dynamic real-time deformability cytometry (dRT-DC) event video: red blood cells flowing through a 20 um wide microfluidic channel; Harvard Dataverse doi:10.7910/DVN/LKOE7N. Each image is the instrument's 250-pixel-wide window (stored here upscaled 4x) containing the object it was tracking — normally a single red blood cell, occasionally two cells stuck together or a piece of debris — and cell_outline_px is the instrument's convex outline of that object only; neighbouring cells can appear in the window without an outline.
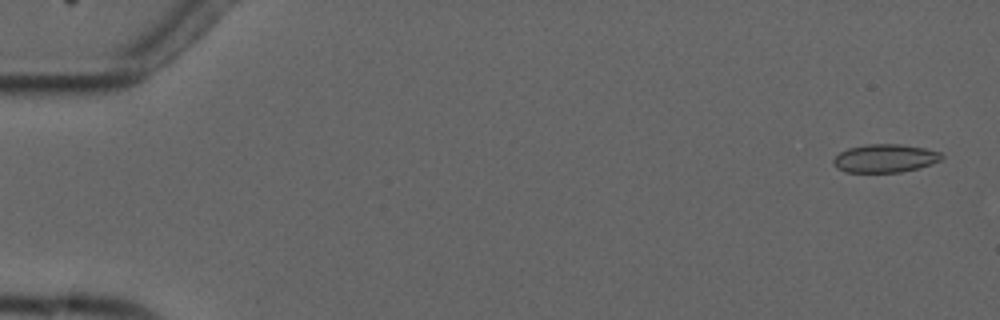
{"species": "common noctule bat (a hibernating species)", "species_latin": "Nyctalus noctula", "temperature_condition": "cold", "stored_images_in_passage": 4, "camera_frame_rate_fps": 3000, "um_per_image_px": 0.085, "animal": {"sex": "male", "forearm_length_mm": 52.5}, "frame": {"image": 1, "passage_image": 1, "time_ms": 0.0, "image_size_px": [1000, 320], "cell_outline_px": [[944, 156], [940, 160], [932, 164], [900, 172], [844, 172], [836, 168], [832, 160], [840, 152], [848, 148], [864, 144], [900, 144], [924, 148], [940, 152]], "centroid_in_image_um": [75.2, 13.45], "position_along_channel_um": 9.8, "area_um2": 17.8}}
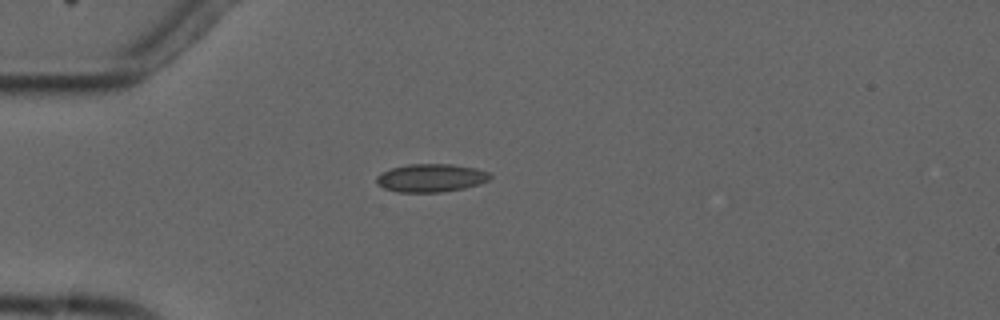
{"frame": {"image": 2, "passage_image": 4, "time_ms": 4.333, "image_size_px": [1000, 320], "cell_outline_px": [[492, 176], [488, 180], [480, 184], [464, 188], [440, 192], [396, 192], [384, 188], [376, 184], [376, 176], [380, 172], [392, 168], [408, 164], [452, 164], [476, 168], [488, 172]], "centroid_in_image_um": [36.6, 15.12], "position_along_channel_um": 48.4, "area_um2": 18.73}}